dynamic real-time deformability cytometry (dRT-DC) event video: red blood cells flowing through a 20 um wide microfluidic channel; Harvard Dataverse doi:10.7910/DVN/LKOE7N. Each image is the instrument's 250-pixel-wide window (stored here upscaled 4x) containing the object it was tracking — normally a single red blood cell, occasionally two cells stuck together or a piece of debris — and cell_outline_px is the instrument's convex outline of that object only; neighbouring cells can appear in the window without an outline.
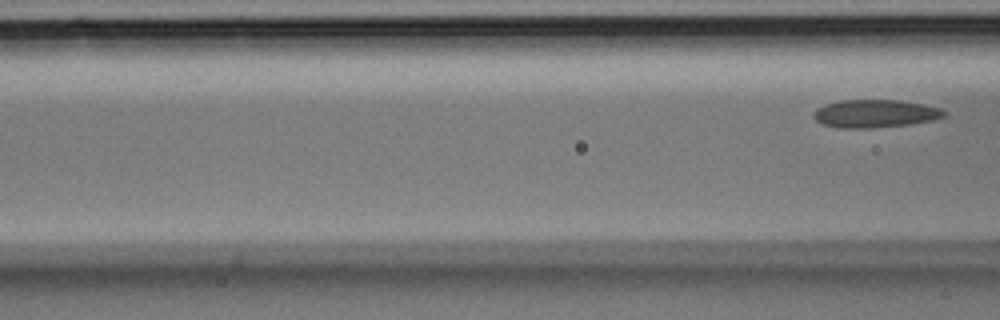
{"species": "Egyptian fruit bat (a non-hibernating species)", "species_latin": "Rousettus aegyptiacus", "temperature_condition": "room temperature", "stored_images_in_passage": 3, "camera_frame_rate_fps": 3000, "um_per_image_px": 0.085, "animal": {"sex": "male"}, "frame": {"image": 1, "passage_image": 3, "time_ms": 0.667, "image_size_px": [1000, 320], "cell_outline_px": [[948, 112], [944, 116], [932, 120], [908, 124], [872, 128], [840, 128], [824, 124], [816, 120], [812, 116], [812, 112], [816, 108], [824, 104], [840, 100], [900, 100], [924, 104], [940, 108]], "centroid_in_image_um": [74.36, 9.64], "position_along_channel_um": 92.2, "area_um2": 21.33}}